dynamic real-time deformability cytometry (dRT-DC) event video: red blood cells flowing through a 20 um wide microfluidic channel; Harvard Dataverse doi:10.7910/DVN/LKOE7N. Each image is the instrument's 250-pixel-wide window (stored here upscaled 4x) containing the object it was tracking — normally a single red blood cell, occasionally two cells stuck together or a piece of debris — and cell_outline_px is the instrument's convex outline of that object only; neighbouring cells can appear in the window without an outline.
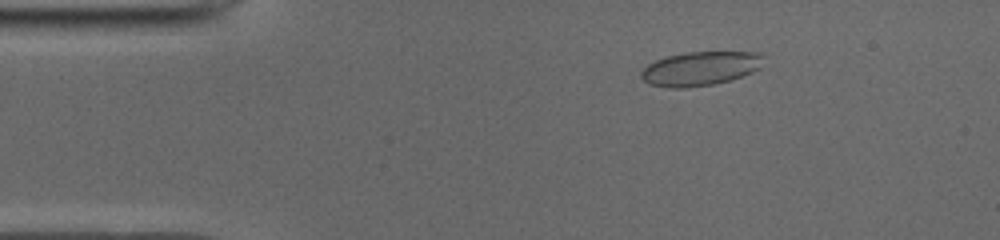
{"species": "common noctule bat (a hibernating species)", "species_latin": "Nyctalus noctula", "temperature_condition": "cold", "stored_images_in_passage": 43, "camera_frame_rate_fps": 3000, "um_per_image_px": 0.085, "animal": {"sex": "male", "body_mass_g": 19.0, "forearm_length_mm": 50.8}, "frame": {"image": 1, "passage_image": 1, "time_ms": 0.0, "image_size_px": [1000, 240], "cell_outline_px": [[764, 56], [760, 68], [752, 72], [728, 80], [712, 84], [684, 88], [672, 88], [648, 84], [640, 76], [640, 72], [648, 64], [656, 60], [668, 56], [684, 52], [756, 52]], "centroid_in_image_um": [59.49, 5.82], "position_along_channel_um": 25.5, "area_um2": 24.1}}
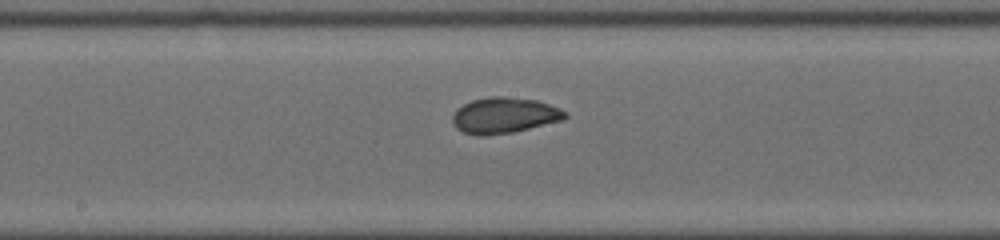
{"frame": {"image": 2, "passage_image": 19, "time_ms": 6.0, "image_size_px": [1000, 240], "cell_outline_px": [[568, 116], [560, 120], [512, 132], [484, 136], [480, 136], [464, 132], [456, 128], [452, 120], [452, 116], [456, 108], [472, 100], [488, 96], [504, 96], [536, 100], [560, 108]], "centroid_in_image_um": [42.81, 9.79], "position_along_channel_um": 205.4, "area_um2": 23.29}}
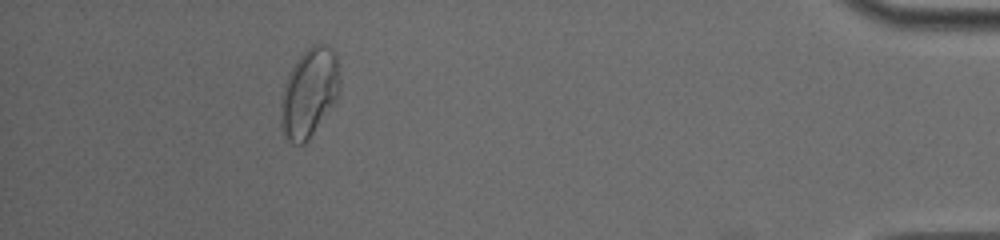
{"frame": {"image": 3, "passage_image": 39, "time_ms": 12.667, "image_size_px": [1000, 240], "cell_outline_px": [[340, 88], [336, 100], [308, 140], [304, 144], [292, 144], [284, 140], [280, 124], [280, 104], [284, 84], [288, 72], [296, 60], [312, 44], [324, 44], [332, 48], [336, 52], [340, 80]], "centroid_in_image_um": [26.26, 7.9], "position_along_channel_um": 408.9, "area_um2": 30.98}, "authors_computed_cell_mechanics": {"area_um2": 23.2934, "velocity_mm_per_s": 3.9399, "shape_relaxation_time_tau1_ms": 3.7482, "shape_relaxation_time_tau2_ms": 0.7269, "deformation_change_tau1": 0.1288, "deformation_change_tau2": 0.0455}}